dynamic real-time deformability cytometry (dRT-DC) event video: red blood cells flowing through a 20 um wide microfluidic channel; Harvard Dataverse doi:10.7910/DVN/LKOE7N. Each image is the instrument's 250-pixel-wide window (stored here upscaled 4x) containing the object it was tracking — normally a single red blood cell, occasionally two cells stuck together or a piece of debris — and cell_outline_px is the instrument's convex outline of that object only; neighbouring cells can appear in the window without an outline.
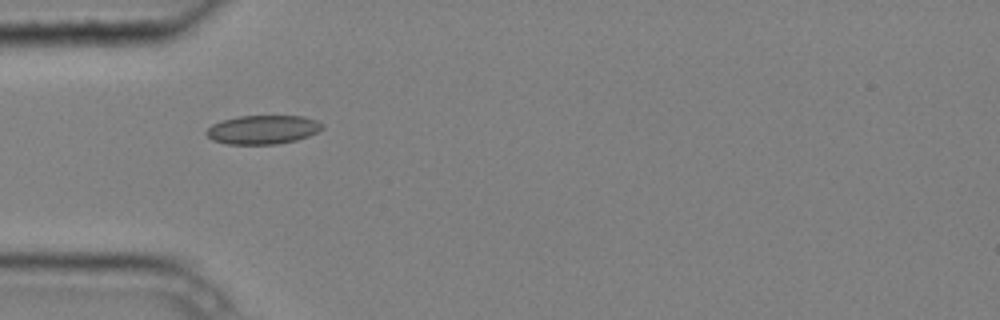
{"species": "common noctule bat (a hibernating species)", "species_latin": "Nyctalus noctula", "temperature_condition": "cold", "stored_images_in_passage": 12, "camera_frame_rate_fps": 3000, "um_per_image_px": 0.085, "animal": {"sex": "male", "body_mass_g": 20.4}, "frame": {"image": 1, "passage_image": 6, "time_ms": 1.667, "image_size_px": [1000, 320], "cell_outline_px": [[324, 128], [308, 136], [296, 140], [276, 144], [228, 144], [212, 140], [204, 132], [212, 124], [224, 120], [240, 116], [304, 116], [316, 120], [324, 124]], "centroid_in_image_um": [22.35, 11.02], "position_along_channel_um": 62.6, "area_um2": 19.42}}
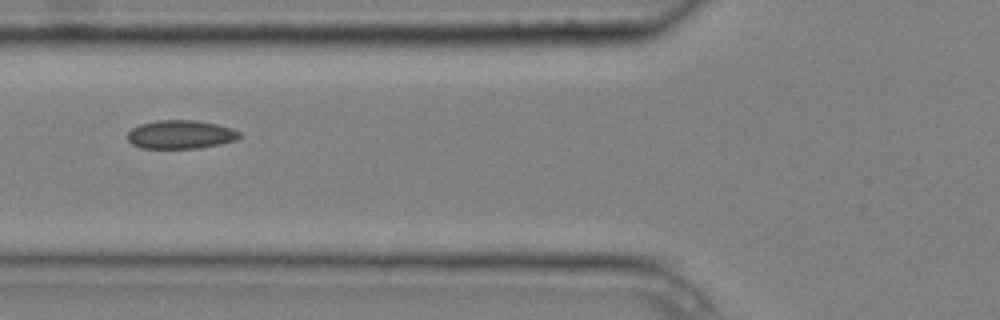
{"frame": {"image": 2, "passage_image": 7, "time_ms": 2.0, "image_size_px": [1000, 320], "cell_outline_px": [[240, 136], [236, 140], [220, 144], [200, 148], [140, 148], [132, 144], [128, 140], [128, 132], [132, 128], [140, 124], [156, 120], [196, 120], [216, 124], [232, 128], [240, 132]], "centroid_in_image_um": [15.35, 11.43], "position_along_channel_um": 110.5, "area_um2": 18.67}}
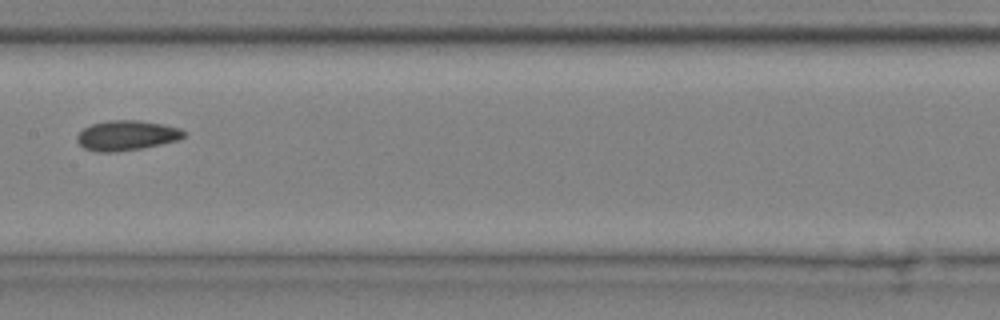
{"frame": {"image": 3, "passage_image": 9, "time_ms": 2.667, "image_size_px": [1000, 320], "cell_outline_px": [[188, 132], [180, 140], [140, 148], [112, 152], [96, 152], [84, 148], [76, 140], [76, 136], [84, 128], [92, 124], [108, 120], [140, 120], [164, 124], [180, 128]], "centroid_in_image_um": [10.79, 11.5], "position_along_channel_um": 196.6, "area_um2": 18.73}}